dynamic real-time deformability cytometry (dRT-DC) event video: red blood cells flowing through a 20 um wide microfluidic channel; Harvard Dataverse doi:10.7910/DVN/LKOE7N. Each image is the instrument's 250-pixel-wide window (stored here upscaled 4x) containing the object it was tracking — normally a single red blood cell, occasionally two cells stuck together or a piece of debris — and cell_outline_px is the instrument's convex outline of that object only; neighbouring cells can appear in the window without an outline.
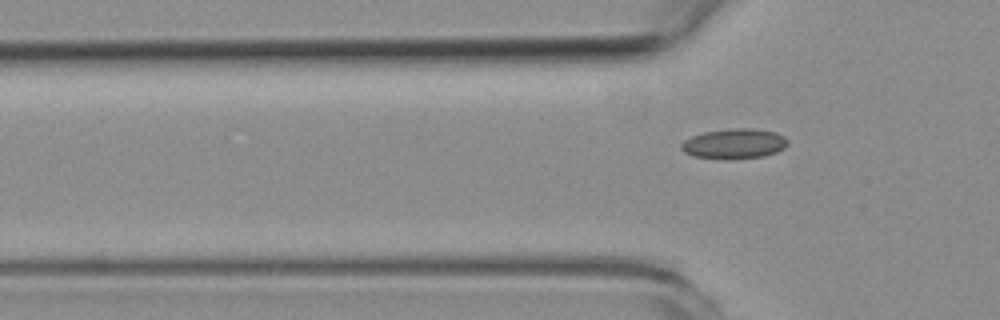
{"species": "common noctule bat (a hibernating species)", "species_latin": "Nyctalus noctula", "temperature_condition": "room temperature", "stored_images_in_passage": 5, "camera_frame_rate_fps": 3000, "um_per_image_px": 0.085, "animal": {"sex": "female", "body_mass_g": 19.3, "forearm_length_mm": 54.1}, "frame": {"image": 1, "passage_image": 5, "time_ms": 5.667, "image_size_px": [1000, 320], "cell_outline_px": [[788, 144], [784, 148], [776, 152], [764, 156], [692, 156], [684, 152], [680, 148], [680, 144], [684, 140], [692, 136], [704, 132], [732, 128], [752, 128], [776, 132], [784, 136], [788, 140]], "centroid_in_image_um": [62.43, 12.15], "position_along_channel_um": 63.4, "area_um2": 17.86}}